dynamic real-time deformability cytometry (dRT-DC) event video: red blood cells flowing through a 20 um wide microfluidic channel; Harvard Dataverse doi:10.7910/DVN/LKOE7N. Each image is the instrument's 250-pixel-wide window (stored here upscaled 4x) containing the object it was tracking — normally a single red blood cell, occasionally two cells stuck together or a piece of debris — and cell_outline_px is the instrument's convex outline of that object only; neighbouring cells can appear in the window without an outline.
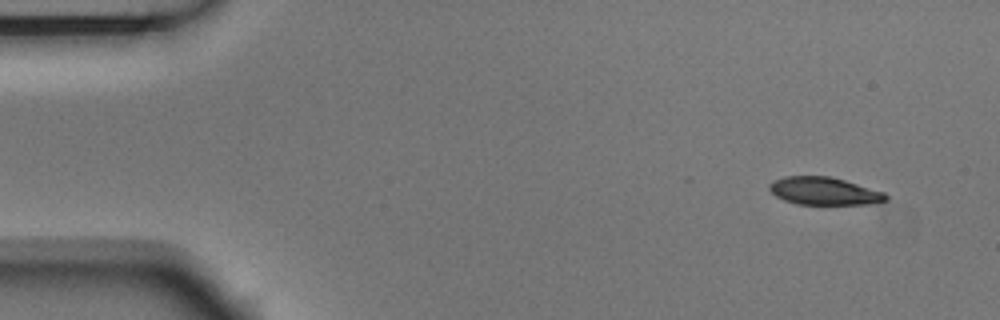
{"species": "Egyptian fruit bat (a non-hibernating species)", "species_latin": "Rousettus aegyptiacus", "temperature_condition": "room temperature", "stored_images_in_passage": 7, "camera_frame_rate_fps": 3000, "um_per_image_px": 0.085, "animal": {"sex": "male"}, "frame": {"image": 1, "passage_image": 1, "time_ms": 0.0, "image_size_px": [1000, 320], "cell_outline_px": [[888, 200], [868, 204], [796, 204], [784, 200], [776, 196], [768, 188], [768, 184], [772, 180], [784, 176], [828, 176], [844, 180], [884, 192], [888, 196]], "centroid_in_image_um": [70.01, 16.24], "position_along_channel_um": 15.0, "area_um2": 18.79}}
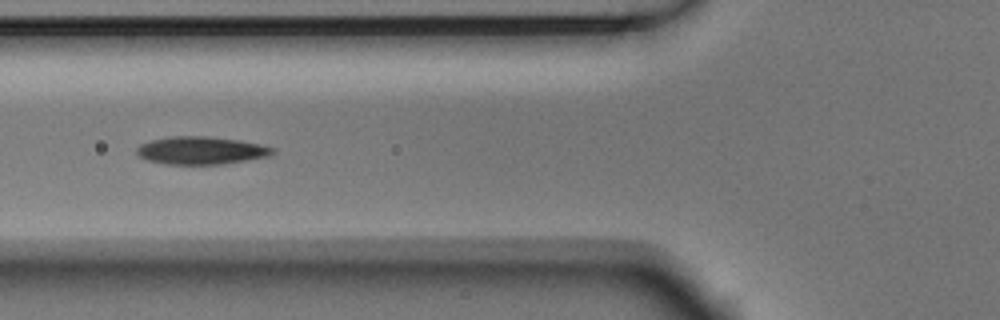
{"frame": {"image": 2, "passage_image": 5, "time_ms": 1.333, "image_size_px": [1000, 320], "cell_outline_px": [[276, 152], [268, 156], [224, 164], [164, 164], [148, 160], [140, 156], [136, 152], [136, 148], [140, 144], [152, 140], [168, 136], [208, 136], [240, 140], [260, 144], [276, 148]], "centroid_in_image_um": [17.11, 12.78], "position_along_channel_um": 108.7, "area_um2": 22.08}}
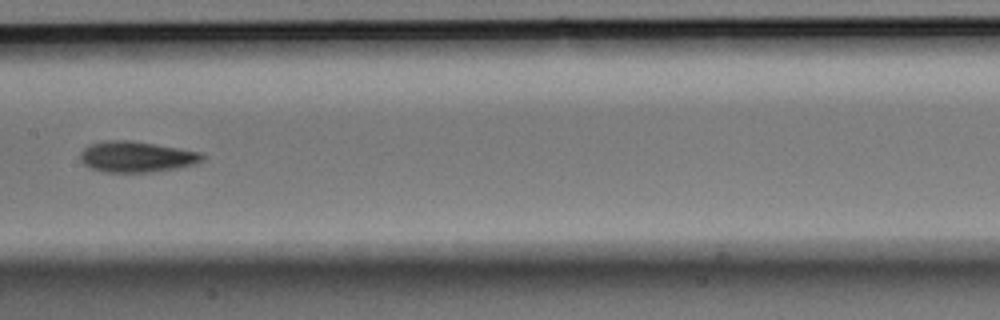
{"frame": {"image": 3, "passage_image": 7, "time_ms": 2.0, "image_size_px": [1000, 320], "cell_outline_px": [[204, 160], [196, 164], [180, 168], [152, 172], [104, 172], [92, 168], [84, 164], [80, 160], [80, 152], [88, 144], [104, 140], [128, 140], [200, 152], [204, 156]], "centroid_in_image_um": [11.58, 13.33], "position_along_channel_um": 195.8, "area_um2": 21.96}}